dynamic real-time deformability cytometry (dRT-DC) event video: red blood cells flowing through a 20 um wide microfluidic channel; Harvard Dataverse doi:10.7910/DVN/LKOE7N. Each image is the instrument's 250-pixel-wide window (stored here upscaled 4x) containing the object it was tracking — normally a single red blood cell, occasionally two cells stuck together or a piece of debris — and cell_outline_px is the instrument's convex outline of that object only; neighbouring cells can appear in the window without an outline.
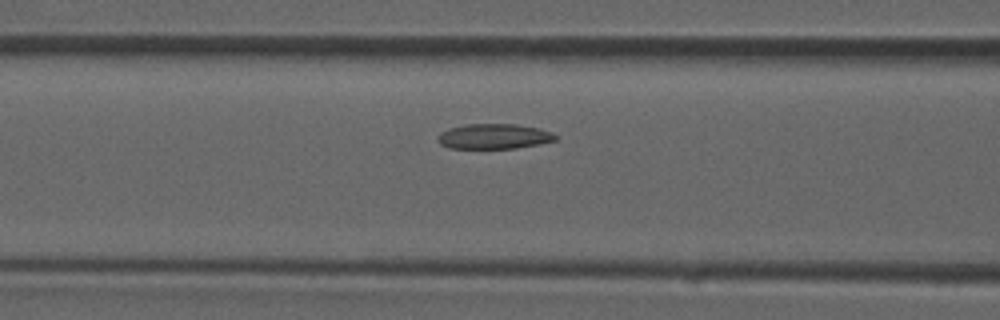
{"species": "common noctule bat (a hibernating species)", "species_latin": "Nyctalus noctula", "temperature_condition": "room temperature", "stored_images_in_passage": 36, "camera_frame_rate_fps": 3000, "um_per_image_px": 0.085, "animal": {"sex": "male", "forearm_length_mm": 52.5}, "frame": {"image": 1, "passage_image": 11, "time_ms": 3.333, "image_size_px": [1000, 320], "cell_outline_px": [[560, 136], [556, 140], [516, 148], [448, 148], [440, 144], [436, 140], [436, 136], [440, 132], [448, 128], [464, 124], [516, 124], [540, 128], [552, 132]], "centroid_in_image_um": [41.96, 11.58], "position_along_channel_um": 124.6, "area_um2": 17.46}}
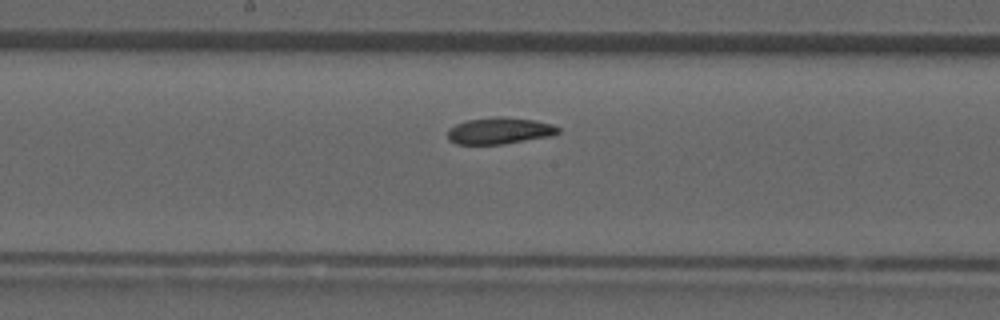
{"frame": {"image": 2, "passage_image": 16, "time_ms": 5.0, "image_size_px": [1000, 320], "cell_outline_px": [[560, 132], [552, 136], [500, 144], [456, 144], [448, 140], [448, 132], [456, 124], [464, 120], [500, 116], [504, 116], [536, 120], [552, 124], [560, 128]], "centroid_in_image_um": [42.48, 11.1], "position_along_channel_um": 205.7, "area_um2": 17.17}}
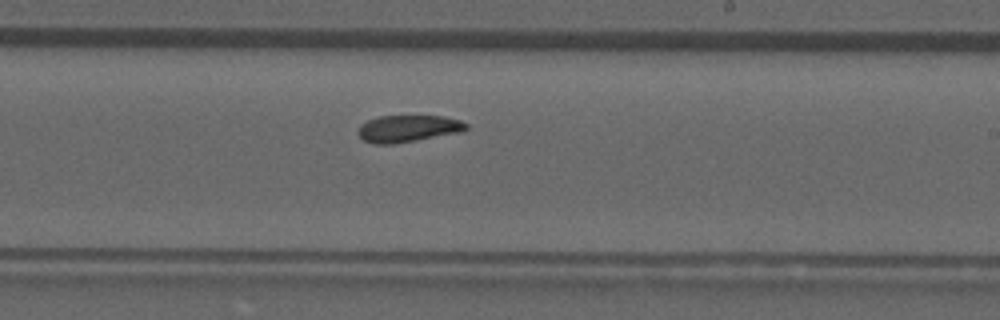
{"frame": {"image": 3, "passage_image": 19, "time_ms": 6.0, "image_size_px": [1000, 320], "cell_outline_px": [[468, 128], [460, 132], [416, 140], [392, 144], [372, 144], [364, 140], [356, 132], [360, 124], [368, 120], [380, 116], [444, 116], [460, 120], [468, 124]], "centroid_in_image_um": [34.66, 10.92], "position_along_channel_um": 254.3, "area_um2": 16.94}}